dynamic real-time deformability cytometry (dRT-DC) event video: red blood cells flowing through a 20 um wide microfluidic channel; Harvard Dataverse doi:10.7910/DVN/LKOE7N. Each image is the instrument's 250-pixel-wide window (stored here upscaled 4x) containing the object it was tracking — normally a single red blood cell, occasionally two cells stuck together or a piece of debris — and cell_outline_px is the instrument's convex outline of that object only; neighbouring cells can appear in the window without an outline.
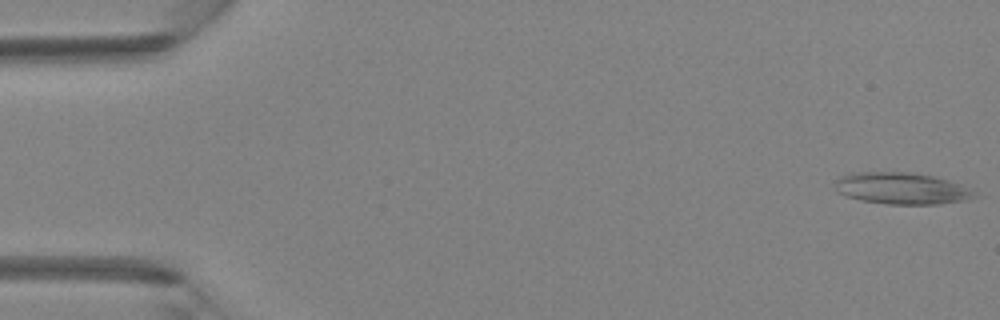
{"species": "Egyptian fruit bat (a non-hibernating species)", "species_latin": "Rousettus aegyptiacus", "temperature_condition": "room temperature", "stored_images_in_passage": 4, "camera_frame_rate_fps": 3000, "um_per_image_px": 0.085, "animal": {"sex": "female"}, "frame": {"image": 1, "passage_image": 1, "time_ms": 0.0, "image_size_px": [1000, 320], "cell_outline_px": [[976, 192], [972, 196], [964, 200], [940, 204], [888, 204], [860, 200], [844, 196], [836, 192], [836, 180], [840, 176], [852, 172], [908, 172], [932, 176], [948, 180], [960, 184]], "centroid_in_image_um": [76.57, 16.01], "position_along_channel_um": 8.4, "area_um2": 25.61}}
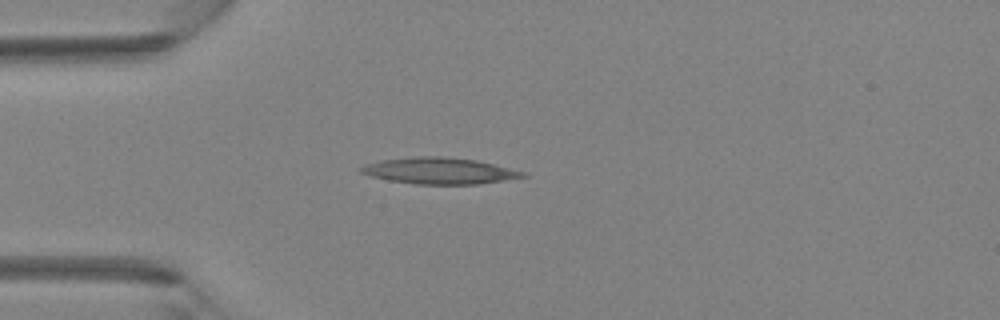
{"frame": {"image": 2, "passage_image": 4, "time_ms": 1.0, "image_size_px": [1000, 320], "cell_outline_px": [[528, 176], [504, 180], [476, 184], [416, 184], [388, 180], [372, 176], [360, 172], [356, 168], [364, 164], [380, 160], [416, 156], [444, 156], [476, 160], [528, 172]], "centroid_in_image_um": [37.33, 14.51], "position_along_channel_um": 47.7, "area_um2": 24.97}}